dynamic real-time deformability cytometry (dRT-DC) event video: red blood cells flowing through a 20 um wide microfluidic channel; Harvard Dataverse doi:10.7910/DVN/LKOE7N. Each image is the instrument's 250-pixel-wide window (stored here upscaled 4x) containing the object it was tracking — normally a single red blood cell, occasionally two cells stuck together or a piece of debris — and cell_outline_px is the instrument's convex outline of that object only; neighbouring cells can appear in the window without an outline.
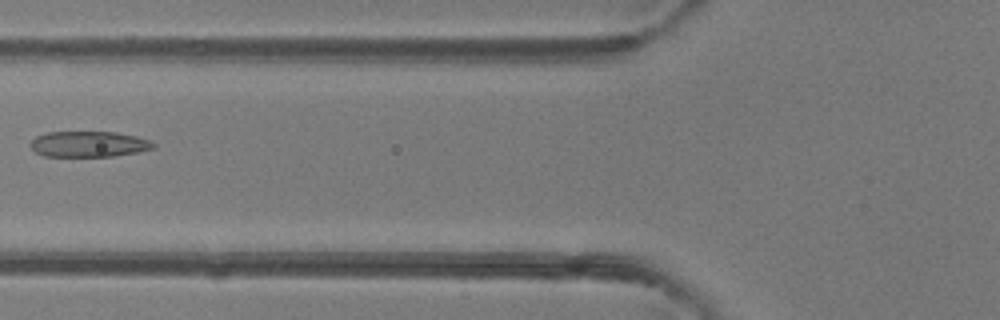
{"species": "common noctule bat (a hibernating species)", "species_latin": "Nyctalus noctula", "temperature_condition": "room temperature", "stored_images_in_passage": 5, "camera_frame_rate_fps": 3000, "um_per_image_px": 0.085, "animal": {"sex": "female"}, "frame": {"image": 1, "passage_image": 5, "time_ms": 1.333, "image_size_px": [1000, 320], "cell_outline_px": [[156, 148], [140, 152], [112, 156], [44, 156], [36, 152], [28, 144], [36, 136], [48, 132], [116, 132], [136, 136], [148, 140], [156, 144]], "centroid_in_image_um": [7.56, 12.25], "position_along_channel_um": 118.2, "area_um2": 18.5}}